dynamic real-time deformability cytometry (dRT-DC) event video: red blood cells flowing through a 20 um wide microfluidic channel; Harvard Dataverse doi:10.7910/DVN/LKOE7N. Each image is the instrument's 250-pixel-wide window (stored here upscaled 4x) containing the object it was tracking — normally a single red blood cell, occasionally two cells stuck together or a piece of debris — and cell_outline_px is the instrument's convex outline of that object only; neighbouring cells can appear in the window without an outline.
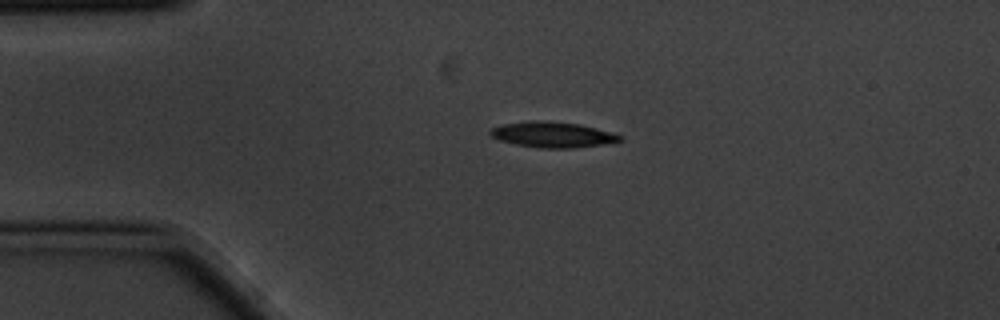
{"species": "common noctule bat (a hibernating species)", "species_latin": "Nyctalus noctula", "temperature_condition": "cold", "stored_images_in_passage": 2, "camera_frame_rate_fps": 3000, "um_per_image_px": 0.085, "animal": {"sex": "male", "body_mass_g": 20.1, "forearm_length_mm": 53.5}, "frame": {"image": 1, "passage_image": 1, "time_ms": 0.0, "image_size_px": [1000, 320], "cell_outline_px": [[624, 140], [576, 148], [540, 148], [516, 144], [500, 140], [492, 136], [488, 132], [492, 128], [504, 124], [532, 120], [544, 120], [580, 124], [612, 132], [624, 136]], "centroid_in_image_um": [47.0, 11.44], "position_along_channel_um": 38.0, "area_um2": 19.31}}